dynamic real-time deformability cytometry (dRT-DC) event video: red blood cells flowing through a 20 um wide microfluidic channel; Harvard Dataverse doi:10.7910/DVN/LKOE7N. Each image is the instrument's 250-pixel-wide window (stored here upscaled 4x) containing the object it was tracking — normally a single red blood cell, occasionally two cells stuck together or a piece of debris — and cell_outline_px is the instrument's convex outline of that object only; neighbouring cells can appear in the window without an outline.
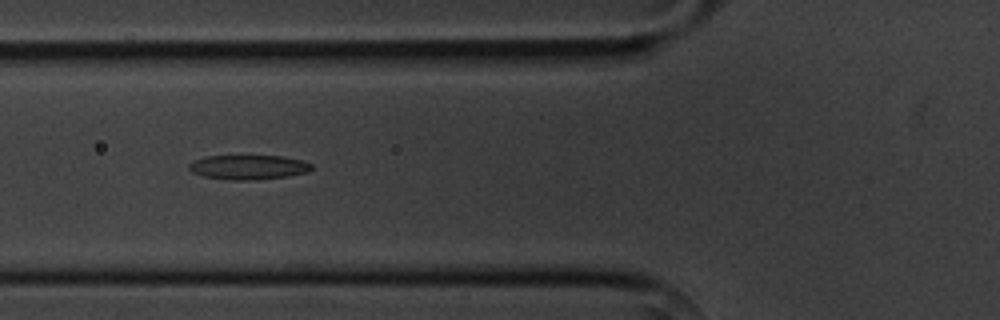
{"species": "common noctule bat (a hibernating species)", "species_latin": "Nyctalus noctula", "temperature_condition": "cold", "stored_images_in_passage": 9, "camera_frame_rate_fps": 3000, "um_per_image_px": 0.085, "animal": {"sex": "male", "body_mass_g": 20.1, "forearm_length_mm": 53.5}, "frame": {"image": 1, "passage_image": 4, "time_ms": 4.0, "image_size_px": [1000, 320], "cell_outline_px": [[312, 168], [308, 172], [288, 176], [252, 180], [232, 180], [204, 176], [192, 172], [188, 168], [188, 164], [204, 156], [280, 156], [300, 160], [312, 164]], "centroid_in_image_um": [21.1, 14.21], "position_along_channel_um": 104.7, "area_um2": 17.34}}
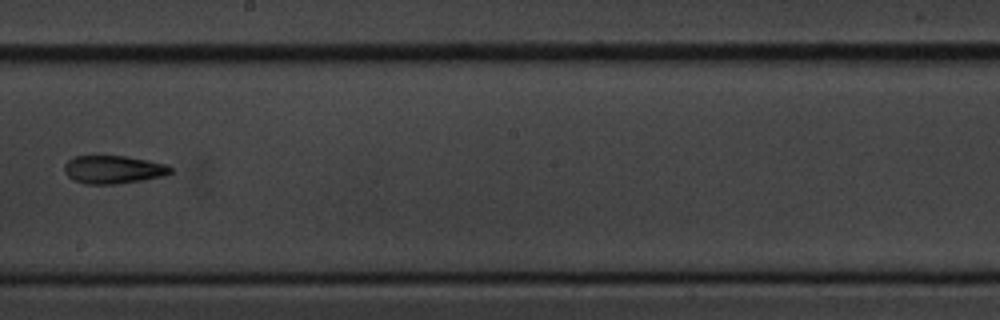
{"frame": {"image": 2, "passage_image": 7, "time_ms": 7.667, "image_size_px": [1000, 320], "cell_outline_px": [[172, 172], [164, 176], [144, 180], [116, 184], [88, 184], [76, 180], [68, 176], [64, 172], [64, 164], [72, 156], [128, 156], [168, 164], [172, 168]], "centroid_in_image_um": [9.66, 14.4], "position_along_channel_um": 238.5, "area_um2": 17.51}}
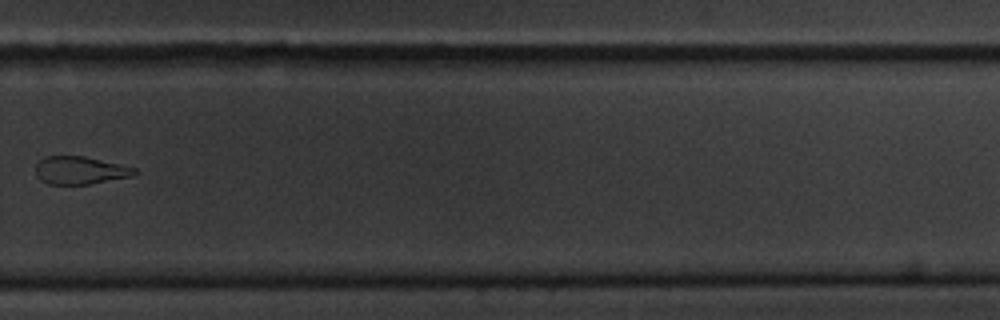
{"frame": {"image": 3, "passage_image": 9, "time_ms": 10.0, "image_size_px": [1000, 320], "cell_outline_px": [[140, 172], [132, 176], [88, 184], [48, 184], [40, 180], [36, 176], [36, 164], [44, 156], [84, 156], [120, 164], [136, 168]], "centroid_in_image_um": [6.8, 14.47], "position_along_channel_um": 323.0, "area_um2": 16.07}}